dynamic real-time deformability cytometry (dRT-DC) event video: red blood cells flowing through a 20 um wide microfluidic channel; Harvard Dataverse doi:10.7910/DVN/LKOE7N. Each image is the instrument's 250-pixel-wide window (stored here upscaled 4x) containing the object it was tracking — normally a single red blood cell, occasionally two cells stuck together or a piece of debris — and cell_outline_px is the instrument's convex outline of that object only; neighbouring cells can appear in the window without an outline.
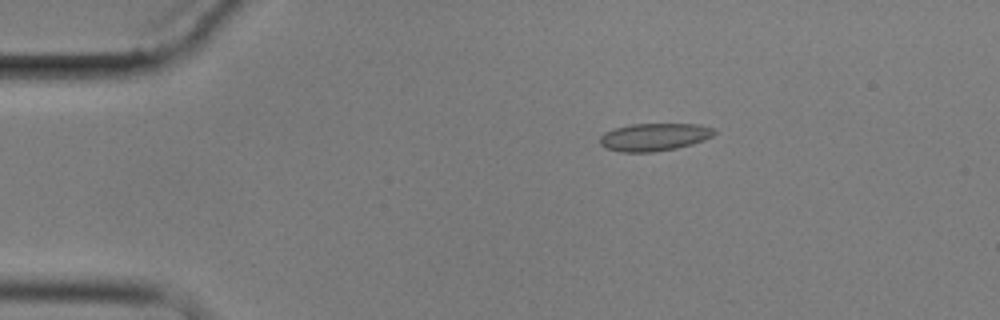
{"species": "common noctule bat (a hibernating species)", "species_latin": "Nyctalus noctula", "temperature_condition": "cold", "stored_images_in_passage": 5, "camera_frame_rate_fps": 3000, "um_per_image_px": 0.085, "animal": {"sex": "male", "body_mass_g": 17.9}, "frame": {"image": 1, "passage_image": 1, "time_ms": 0.0, "image_size_px": [1000, 320], "cell_outline_px": [[716, 132], [712, 136], [704, 140], [692, 144], [676, 148], [652, 152], [620, 152], [608, 148], [600, 144], [600, 136], [604, 132], [616, 128], [632, 124], [700, 124], [716, 128]], "centroid_in_image_um": [55.64, 11.64], "position_along_channel_um": 29.4, "area_um2": 18.44}}
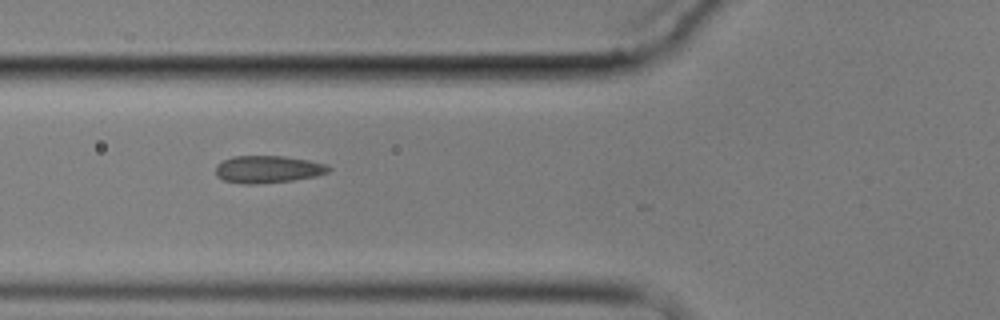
{"frame": {"image": 2, "passage_image": 4, "time_ms": 3.667, "image_size_px": [1000, 320], "cell_outline_px": [[332, 168], [328, 172], [316, 176], [292, 180], [256, 184], [244, 184], [224, 180], [216, 176], [216, 164], [232, 156], [284, 156], [308, 160], [324, 164]], "centroid_in_image_um": [22.75, 14.39], "position_along_channel_um": 103.1, "area_um2": 17.92}}
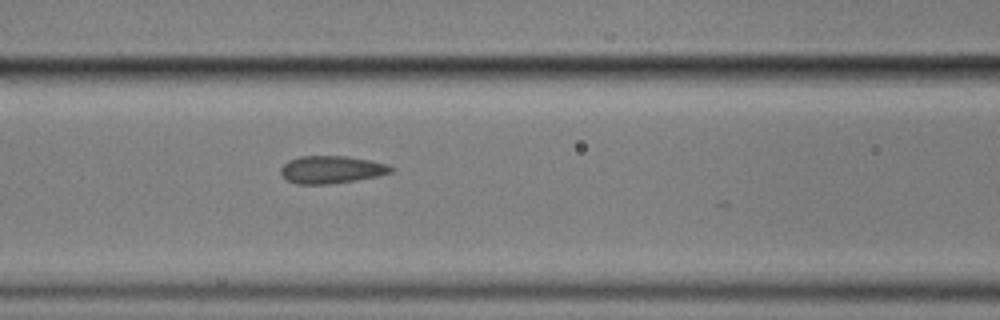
{"frame": {"image": 3, "passage_image": 5, "time_ms": 4.667, "image_size_px": [1000, 320], "cell_outline_px": [[396, 168], [392, 172], [380, 176], [356, 180], [328, 184], [296, 184], [288, 180], [280, 172], [280, 168], [288, 160], [300, 156], [348, 156], [388, 164]], "centroid_in_image_um": [28.2, 14.41], "position_along_channel_um": 138.4, "area_um2": 17.8}}